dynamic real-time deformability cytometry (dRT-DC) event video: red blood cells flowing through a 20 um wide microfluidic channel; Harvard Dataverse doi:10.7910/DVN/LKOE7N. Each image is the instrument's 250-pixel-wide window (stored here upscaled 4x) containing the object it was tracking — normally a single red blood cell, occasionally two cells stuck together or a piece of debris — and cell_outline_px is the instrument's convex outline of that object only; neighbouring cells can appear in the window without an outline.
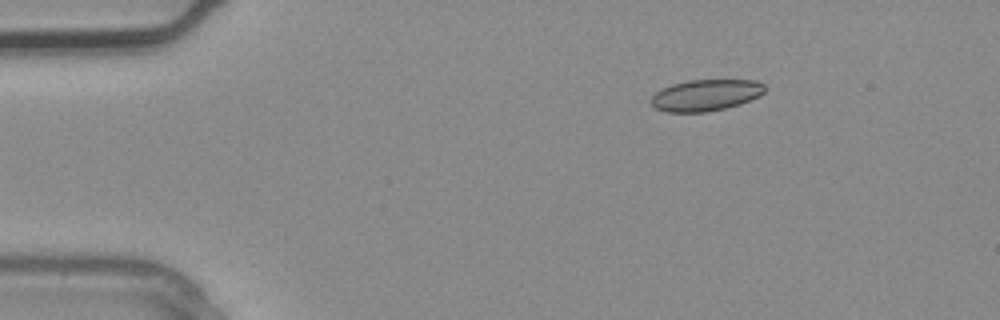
{"species": "common noctule bat (a hibernating species)", "species_latin": "Nyctalus noctula", "temperature_condition": "warm", "stored_images_in_passage": 4, "camera_frame_rate_fps": 3000, "um_per_image_px": 0.085, "animal": {"sex": "male", "body_mass_g": 20.4}, "frame": {"image": 1, "passage_image": 2, "time_ms": 0.333, "image_size_px": [1000, 320], "cell_outline_px": [[768, 88], [760, 96], [740, 104], [724, 108], [704, 112], [668, 112], [656, 108], [652, 104], [652, 96], [656, 92], [672, 84], [688, 80], [756, 80], [764, 84]], "centroid_in_image_um": [60.04, 8.08], "position_along_channel_um": 25.0, "area_um2": 20.75}}